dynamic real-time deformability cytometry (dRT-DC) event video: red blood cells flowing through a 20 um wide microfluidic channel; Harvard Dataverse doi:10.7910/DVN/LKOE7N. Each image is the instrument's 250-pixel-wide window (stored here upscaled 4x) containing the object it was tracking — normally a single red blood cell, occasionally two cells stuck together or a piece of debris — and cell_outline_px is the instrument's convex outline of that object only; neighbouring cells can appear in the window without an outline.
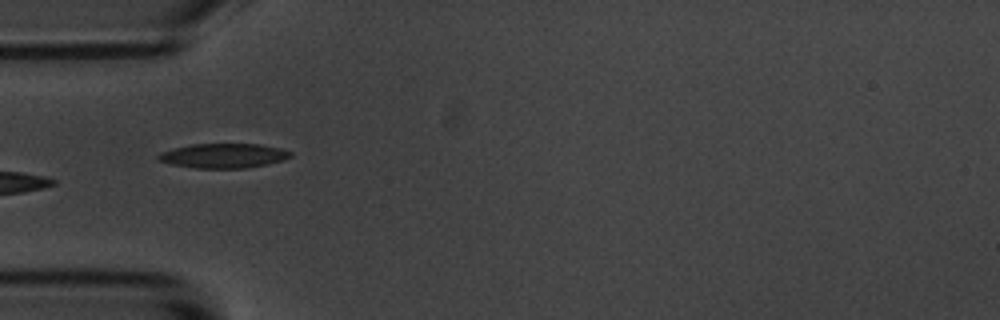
{"species": "common noctule bat (a hibernating species)", "species_latin": "Nyctalus noctula", "temperature_condition": "room temperature", "stored_images_in_passage": 8, "camera_frame_rate_fps": 3000, "um_per_image_px": 0.085, "animal": {"sex": "male", "body_mass_g": 20.1, "forearm_length_mm": 53.5}, "frame": {"image": 1, "passage_image": 5, "time_ms": 4.667, "image_size_px": [1000, 320], "cell_outline_px": [[292, 156], [284, 160], [268, 164], [244, 168], [196, 168], [172, 164], [156, 160], [156, 156], [160, 152], [192, 144], [260, 144], [280, 148], [292, 152]], "centroid_in_image_um": [19.01, 13.24], "position_along_channel_um": 66.0, "area_um2": 18.9}}
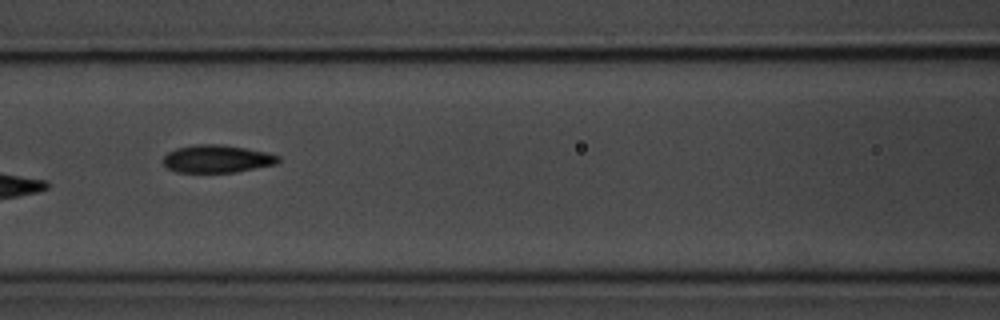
{"frame": {"image": 2, "passage_image": 7, "time_ms": 7.0, "image_size_px": [1000, 320], "cell_outline_px": [[280, 160], [276, 164], [236, 172], [176, 172], [168, 168], [164, 164], [164, 156], [168, 152], [176, 148], [196, 144], [220, 144], [244, 148], [264, 152], [280, 156]], "centroid_in_image_um": [18.43, 13.5], "position_along_channel_um": 148.2, "area_um2": 18.44}}